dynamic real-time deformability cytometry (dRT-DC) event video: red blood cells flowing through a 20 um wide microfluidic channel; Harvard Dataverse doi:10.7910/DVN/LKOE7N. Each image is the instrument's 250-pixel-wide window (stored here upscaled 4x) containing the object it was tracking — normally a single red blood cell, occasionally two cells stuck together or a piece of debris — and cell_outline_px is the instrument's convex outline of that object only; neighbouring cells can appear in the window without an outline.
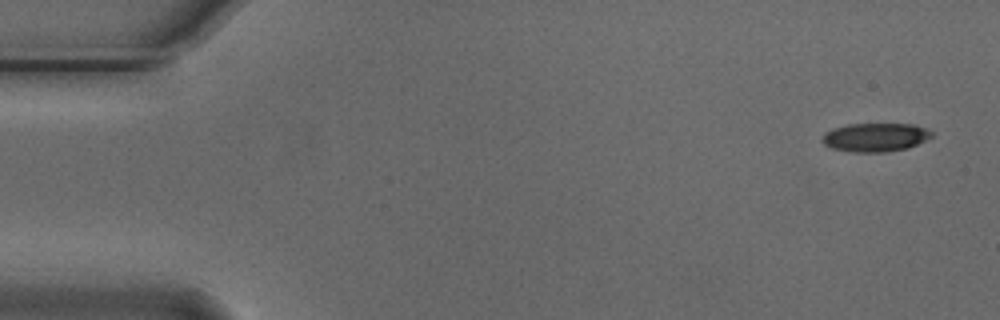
{"species": "Egyptian fruit bat (a non-hibernating species)", "species_latin": "Rousettus aegyptiacus", "temperature_condition": "cold", "stored_images_in_passage": 9, "camera_frame_rate_fps": 3000, "um_per_image_px": 0.085, "animal": {"sex": "male"}, "frame": {"image": 1, "passage_image": 1, "time_ms": 0.0, "image_size_px": [1000, 320], "cell_outline_px": [[932, 136], [908, 148], [884, 152], [852, 152], [832, 148], [824, 144], [820, 140], [824, 132], [832, 128], [848, 124], [912, 124], [928, 128], [932, 132]], "centroid_in_image_um": [74.36, 11.66], "position_along_channel_um": 10.6, "area_um2": 18.32}}
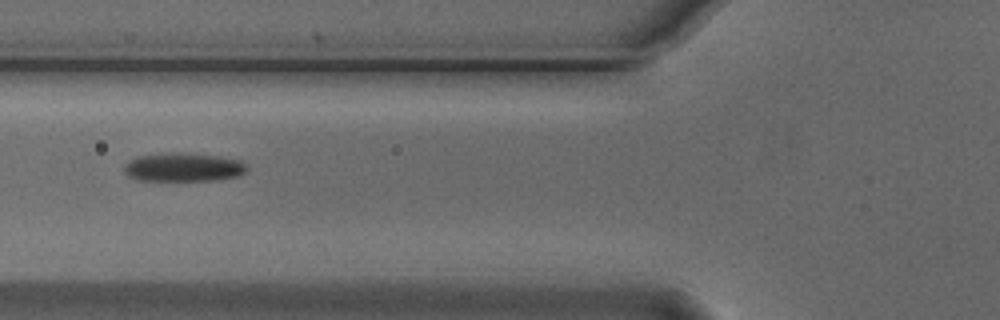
{"frame": {"image": 2, "passage_image": 6, "time_ms": 1.667, "image_size_px": [1000, 320], "cell_outline_px": [[248, 168], [240, 176], [216, 180], [136, 180], [128, 176], [124, 172], [124, 164], [136, 156], [220, 156], [240, 160], [248, 164]], "centroid_in_image_um": [15.63, 14.28], "position_along_channel_um": 110.2, "area_um2": 19.42}}
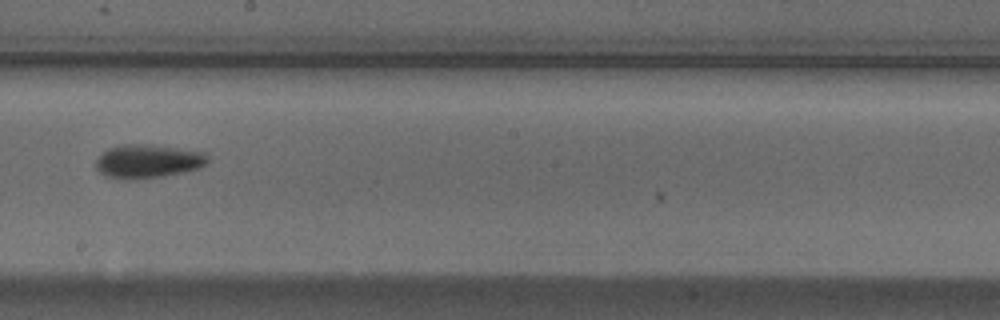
{"frame": {"image": 3, "passage_image": 9, "time_ms": 2.667, "image_size_px": [1000, 320], "cell_outline_px": [[208, 160], [200, 168], [184, 172], [164, 176], [136, 180], [128, 180], [104, 176], [96, 168], [96, 160], [108, 148], [124, 144], [148, 144], [208, 152]], "centroid_in_image_um": [12.59, 13.71], "position_along_channel_um": 235.6, "area_um2": 22.14}}